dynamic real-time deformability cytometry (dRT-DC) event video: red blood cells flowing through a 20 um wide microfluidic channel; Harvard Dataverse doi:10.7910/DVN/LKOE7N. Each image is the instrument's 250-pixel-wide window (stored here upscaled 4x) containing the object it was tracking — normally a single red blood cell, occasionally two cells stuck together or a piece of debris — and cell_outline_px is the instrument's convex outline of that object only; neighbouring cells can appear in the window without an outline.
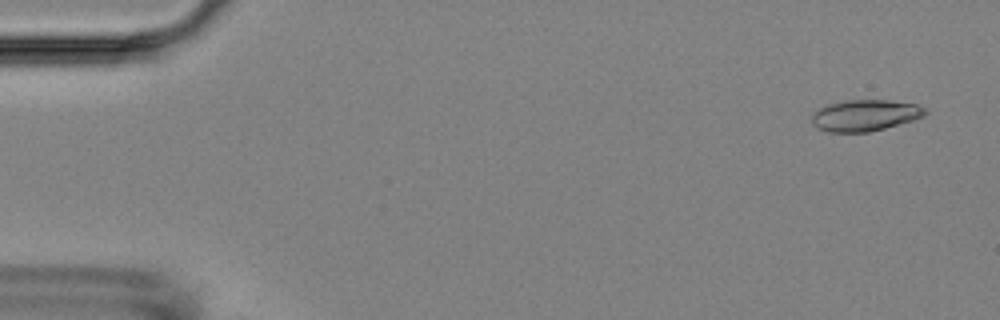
{"species": "Egyptian fruit bat (a non-hibernating species)", "species_latin": "Rousettus aegyptiacus", "temperature_condition": "room temperature", "stored_images_in_passage": 54, "camera_frame_rate_fps": 3000, "um_per_image_px": 0.085, "animal": {"sex": "female"}, "frame": {"image": 1, "passage_image": 3, "time_ms": 0.667, "image_size_px": [1000, 320], "cell_outline_px": [[928, 112], [924, 116], [912, 120], [884, 128], [868, 132], [828, 132], [816, 128], [812, 124], [812, 112], [828, 104], [844, 100], [888, 100], [916, 104], [924, 108]], "centroid_in_image_um": [73.49, 9.8], "position_along_channel_um": 11.5, "area_um2": 20.69}}
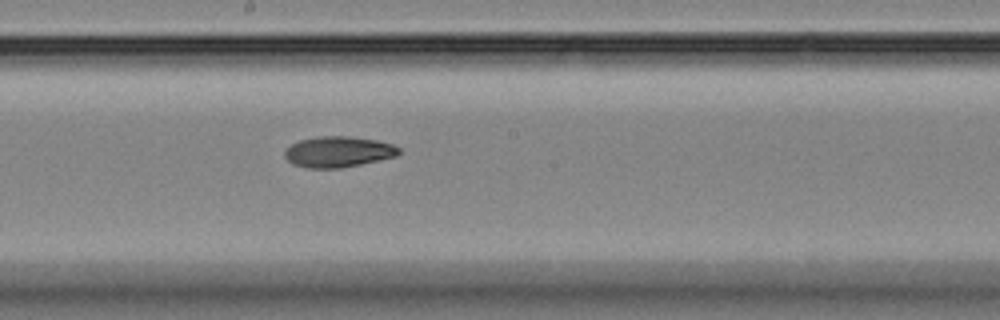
{"frame": {"image": 2, "passage_image": 30, "time_ms": 9.667, "image_size_px": [1000, 320], "cell_outline_px": [[400, 152], [396, 156], [360, 164], [340, 168], [308, 168], [292, 164], [284, 156], [284, 152], [292, 144], [300, 140], [320, 136], [348, 136], [376, 140], [392, 144], [400, 148]], "centroid_in_image_um": [28.74, 12.9], "position_along_channel_um": 219.5, "area_um2": 20.35}}
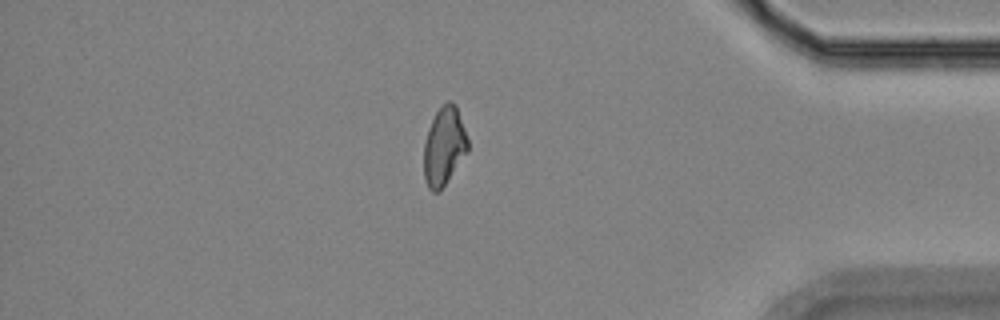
{"frame": {"image": 3, "passage_image": 47, "time_ms": 15.333, "image_size_px": [1000, 320], "cell_outline_px": [[468, 152], [440, 192], [432, 192], [428, 188], [424, 176], [424, 144], [428, 128], [436, 112], [448, 100], [452, 100], [456, 104], [468, 140]], "centroid_in_image_um": [37.75, 12.45], "position_along_channel_um": 397.4, "area_um2": 20.17}}